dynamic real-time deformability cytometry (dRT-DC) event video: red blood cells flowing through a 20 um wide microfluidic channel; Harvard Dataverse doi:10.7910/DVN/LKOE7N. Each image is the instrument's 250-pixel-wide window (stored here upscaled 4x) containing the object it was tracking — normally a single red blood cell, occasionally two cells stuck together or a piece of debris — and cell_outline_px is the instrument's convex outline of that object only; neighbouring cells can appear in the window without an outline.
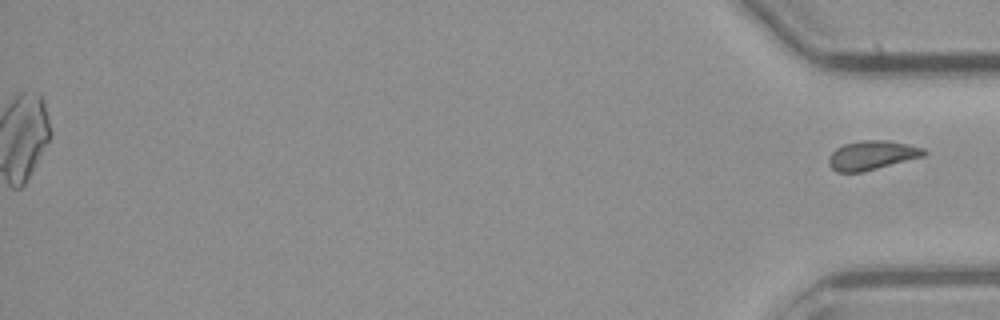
{"species": "common noctule bat (a hibernating species)", "species_latin": "Nyctalus noctula", "temperature_condition": "cold", "stored_images_in_passage": 40, "segment_of_instrument_passage": [2, 2], "camera_frame_rate_fps": 3000, "um_per_image_px": 0.085, "animal": {"sex": "male", "body_mass_g": 23.1, "forearm_length_mm": 52.7}, "frame": {"image": 1, "passage_image": 40, "time_ms": 13.0, "image_size_px": [1000, 320], "cell_outline_px": [[928, 152], [924, 156], [860, 172], [836, 172], [828, 164], [828, 156], [836, 148], [844, 144], [860, 140], [884, 140], [908, 144], [924, 148]], "centroid_in_image_um": [74.09, 13.18], "position_along_channel_um": 361.1, "area_um2": 16.07}}